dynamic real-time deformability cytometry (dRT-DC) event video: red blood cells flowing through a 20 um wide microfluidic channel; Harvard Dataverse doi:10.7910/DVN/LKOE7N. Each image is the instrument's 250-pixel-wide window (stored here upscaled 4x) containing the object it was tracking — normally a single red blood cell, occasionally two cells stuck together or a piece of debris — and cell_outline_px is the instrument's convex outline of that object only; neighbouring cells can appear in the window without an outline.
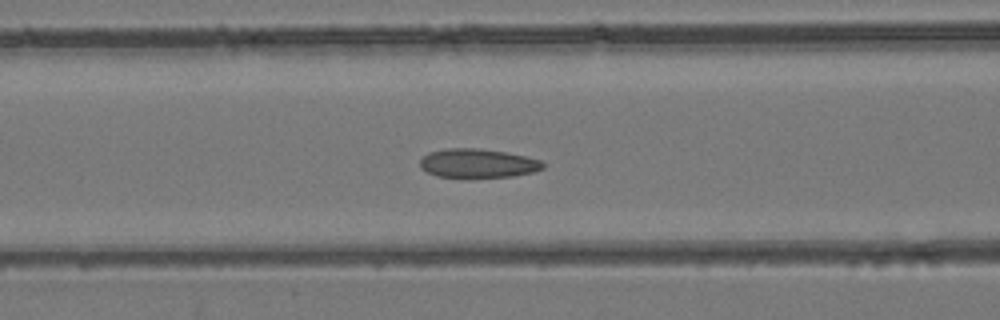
{"species": "common noctule bat (a hibernating species)", "species_latin": "Nyctalus noctula", "temperature_condition": "room temperature", "stored_images_in_passage": 48, "camera_frame_rate_fps": 3000, "um_per_image_px": 0.085, "animal": {"sex": "female", "body_mass_g": 24.6, "forearm_length_mm": 56.2}, "frame": {"image": 1, "passage_image": 20, "time_ms": 6.333, "image_size_px": [1000, 320], "cell_outline_px": [[548, 164], [544, 168], [536, 172], [512, 176], [464, 180], [436, 176], [420, 168], [420, 160], [428, 152], [448, 148], [472, 148], [504, 152], [524, 156], [540, 160]], "centroid_in_image_um": [40.61, 13.93], "position_along_channel_um": 126.0, "area_um2": 21.5}}
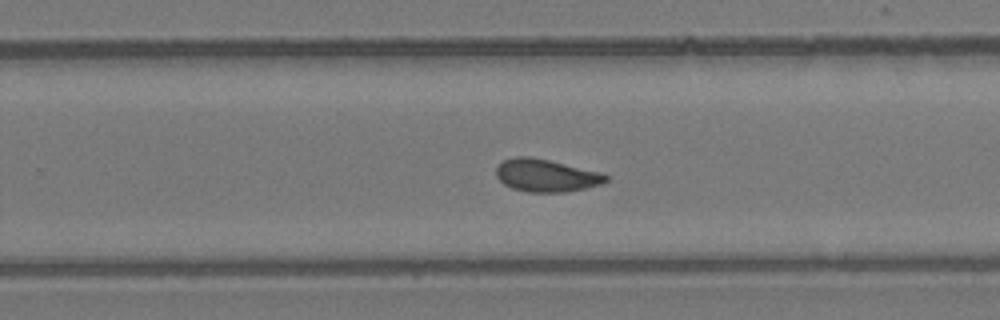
{"frame": {"image": 2, "passage_image": 31, "time_ms": 10.0, "image_size_px": [1000, 320], "cell_outline_px": [[608, 180], [604, 184], [564, 192], [528, 192], [512, 188], [504, 184], [496, 176], [496, 168], [504, 160], [516, 156], [528, 156], [548, 160], [600, 172], [608, 176]], "centroid_in_image_um": [46.42, 14.92], "position_along_channel_um": 283.4, "area_um2": 20.69}}
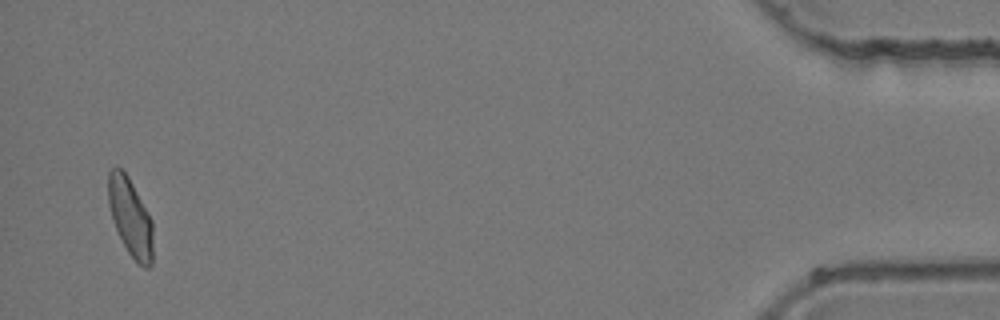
{"frame": {"image": 3, "passage_image": 47, "time_ms": 15.333, "image_size_px": [1000, 320], "cell_outline_px": [[152, 264], [148, 268], [144, 268], [128, 252], [116, 228], [108, 204], [108, 172], [116, 164], [128, 176], [152, 220]], "centroid_in_image_um": [11.07, 18.43], "position_along_channel_um": 424.1, "area_um2": 20.0}}